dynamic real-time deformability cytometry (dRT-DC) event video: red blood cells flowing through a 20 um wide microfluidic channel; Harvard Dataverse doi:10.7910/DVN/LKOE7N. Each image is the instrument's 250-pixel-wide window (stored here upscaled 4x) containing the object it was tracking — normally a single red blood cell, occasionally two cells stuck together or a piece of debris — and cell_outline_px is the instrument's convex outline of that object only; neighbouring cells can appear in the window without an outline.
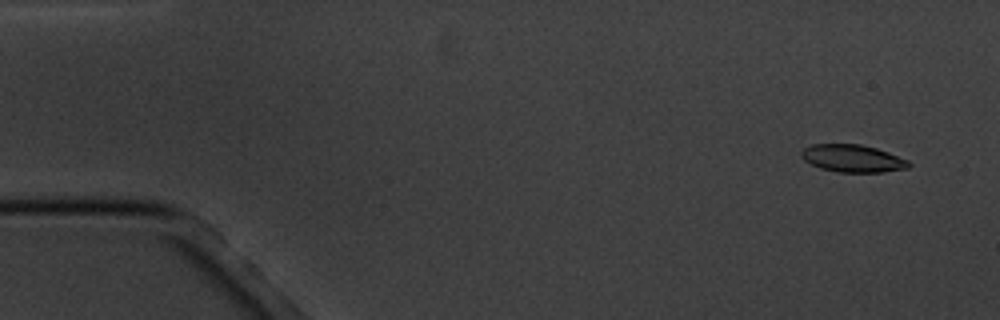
{"species": "common noctule bat (a hibernating species)", "species_latin": "Nyctalus noctula", "temperature_condition": "cold", "stored_images_in_passage": 8, "camera_frame_rate_fps": 3000, "um_per_image_px": 0.085, "animal": {"sex": "male", "body_mass_g": 20.1, "forearm_length_mm": 53.5}, "frame": {"image": 1, "passage_image": 1, "time_ms": 0.0, "image_size_px": [1000, 320], "cell_outline_px": [[912, 164], [908, 168], [880, 172], [836, 172], [820, 168], [804, 160], [800, 156], [800, 152], [804, 148], [812, 144], [860, 144], [876, 148], [888, 152], [908, 160]], "centroid_in_image_um": [72.46, 13.46], "position_along_channel_um": 12.5, "area_um2": 17.22}}
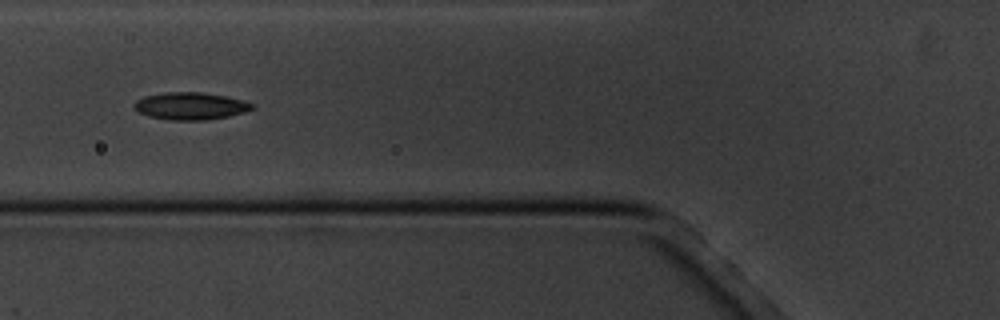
{"frame": {"image": 2, "passage_image": 6, "time_ms": 6.0, "image_size_px": [1000, 320], "cell_outline_px": [[256, 108], [244, 112], [228, 116], [204, 120], [172, 120], [148, 116], [132, 108], [132, 104], [136, 100], [144, 96], [164, 92], [200, 92], [224, 96], [244, 100], [256, 104]], "centroid_in_image_um": [16.19, 9.0], "position_along_channel_um": 109.6, "area_um2": 18.9}}
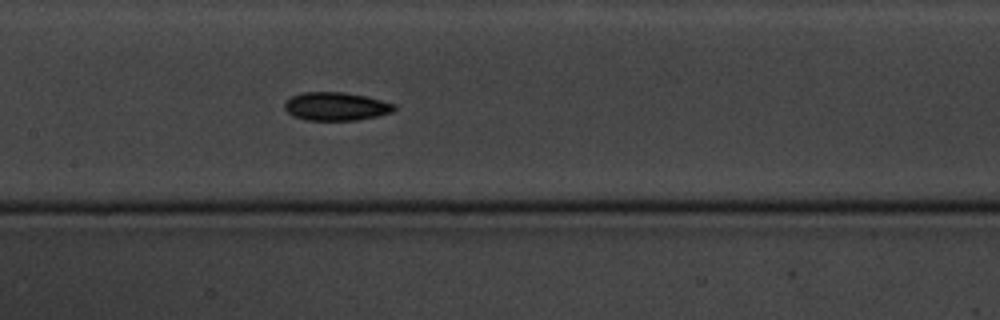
{"frame": {"image": 3, "passage_image": 8, "time_ms": 8.0, "image_size_px": [1000, 320], "cell_outline_px": [[396, 108], [392, 112], [380, 116], [356, 120], [304, 120], [292, 116], [284, 108], [284, 104], [292, 96], [304, 92], [344, 92], [364, 96], [396, 104]], "centroid_in_image_um": [28.57, 9.05], "position_along_channel_um": 178.8, "area_um2": 18.09}}